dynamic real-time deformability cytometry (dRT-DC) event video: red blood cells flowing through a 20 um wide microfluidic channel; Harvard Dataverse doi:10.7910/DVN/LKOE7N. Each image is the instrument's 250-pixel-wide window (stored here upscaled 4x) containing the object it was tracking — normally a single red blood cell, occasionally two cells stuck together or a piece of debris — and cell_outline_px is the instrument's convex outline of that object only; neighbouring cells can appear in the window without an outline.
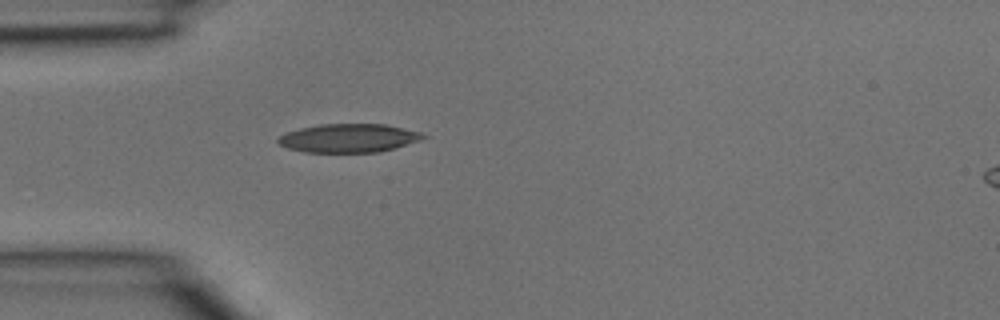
{"species": "common noctule bat (a hibernating species)", "species_latin": "Nyctalus noctula", "temperature_condition": "room temperature", "stored_images_in_passage": 29, "camera_frame_rate_fps": 3000, "um_per_image_px": 0.085, "animal": {"sex": "male", "body_mass_g": 15.6}, "frame": {"image": 1, "passage_image": 1, "time_ms": 0.0, "image_size_px": [1000, 320], "cell_outline_px": [[428, 136], [420, 140], [380, 152], [304, 152], [288, 148], [280, 144], [276, 140], [280, 136], [288, 132], [300, 128], [320, 124], [384, 124], [420, 132]], "centroid_in_image_um": [29.63, 11.74], "position_along_channel_um": 55.4, "area_um2": 23.93}}
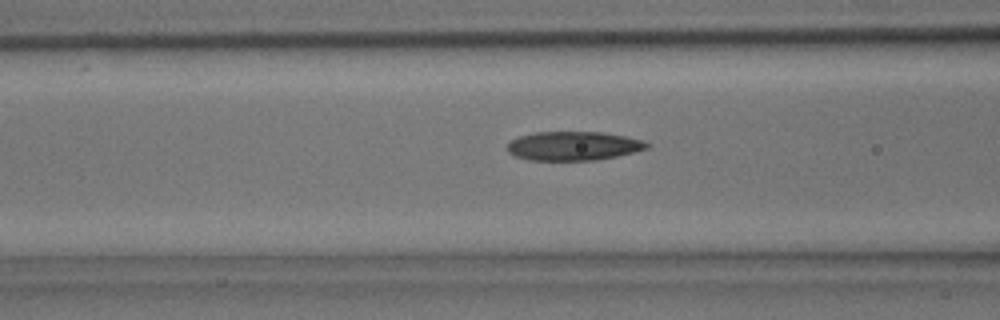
{"frame": {"image": 2, "passage_image": 5, "time_ms": 1.333, "image_size_px": [1000, 320], "cell_outline_px": [[648, 148], [616, 156], [596, 160], [528, 160], [516, 156], [508, 152], [508, 144], [512, 140], [520, 136], [536, 132], [600, 132], [624, 136], [644, 140], [648, 144]], "centroid_in_image_um": [48.73, 12.4], "position_along_channel_um": 117.9, "area_um2": 23.29}}